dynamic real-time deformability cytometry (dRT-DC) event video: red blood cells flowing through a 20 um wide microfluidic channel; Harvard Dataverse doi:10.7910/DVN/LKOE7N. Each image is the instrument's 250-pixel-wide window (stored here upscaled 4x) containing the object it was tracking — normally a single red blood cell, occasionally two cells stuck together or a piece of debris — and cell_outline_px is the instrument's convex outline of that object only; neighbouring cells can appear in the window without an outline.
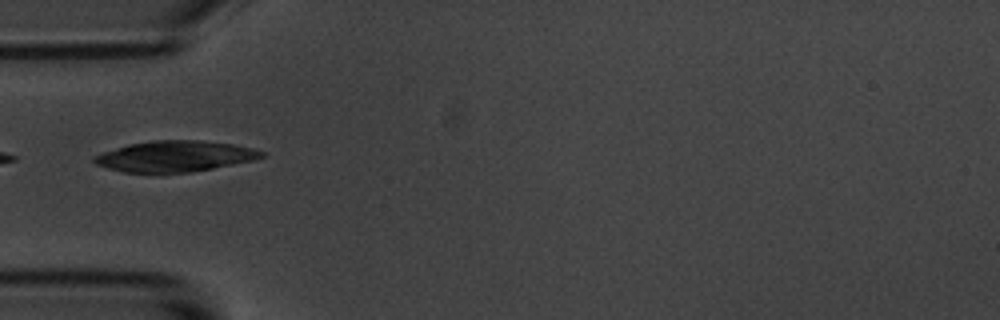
{"species": "common noctule bat (a hibernating species)", "species_latin": "Nyctalus noctula", "temperature_condition": "room temperature", "stored_images_in_passage": 7, "camera_frame_rate_fps": 3000, "um_per_image_px": 0.085, "animal": {"sex": "male", "body_mass_g": 20.1, "forearm_length_mm": 53.5}, "frame": {"image": 1, "passage_image": 4, "time_ms": 3.667, "image_size_px": [1000, 320], "cell_outline_px": [[264, 156], [252, 160], [192, 172], [124, 172], [108, 168], [96, 164], [92, 160], [92, 156], [128, 144], [152, 140], [200, 140], [232, 144], [252, 148], [264, 152]], "centroid_in_image_um": [14.83, 13.27], "position_along_channel_um": 70.2, "area_um2": 29.77}}
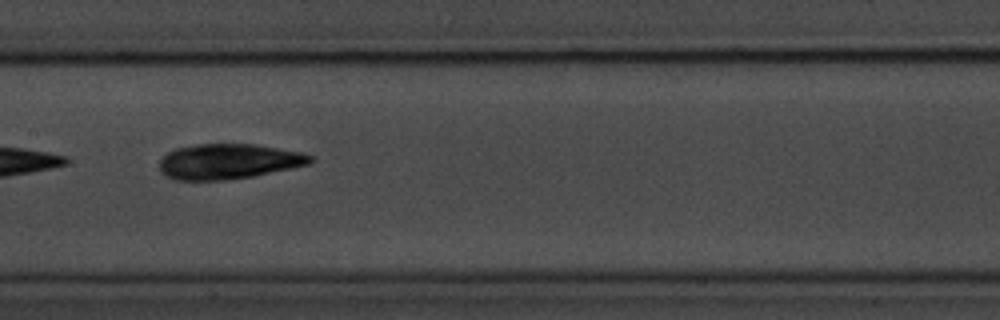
{"frame": {"image": 2, "passage_image": 7, "time_ms": 7.0, "image_size_px": [1000, 320], "cell_outline_px": [[316, 160], [312, 164], [252, 176], [228, 180], [176, 180], [164, 176], [160, 172], [160, 160], [168, 152], [176, 148], [200, 144], [256, 144], [304, 152], [312, 156]], "centroid_in_image_um": [19.47, 13.72], "position_along_channel_um": 187.9, "area_um2": 31.27}}